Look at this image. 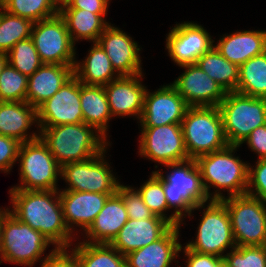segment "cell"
Segmentation results:
<instances>
[{"instance_id": "obj_44", "label": "cell", "mask_w": 266, "mask_h": 267, "mask_svg": "<svg viewBox=\"0 0 266 267\" xmlns=\"http://www.w3.org/2000/svg\"><path fill=\"white\" fill-rule=\"evenodd\" d=\"M110 0H63L59 9H84L96 14H107Z\"/></svg>"}, {"instance_id": "obj_13", "label": "cell", "mask_w": 266, "mask_h": 267, "mask_svg": "<svg viewBox=\"0 0 266 267\" xmlns=\"http://www.w3.org/2000/svg\"><path fill=\"white\" fill-rule=\"evenodd\" d=\"M141 129L140 140H138L140 156L160 165L190 159L181 124L141 127Z\"/></svg>"}, {"instance_id": "obj_45", "label": "cell", "mask_w": 266, "mask_h": 267, "mask_svg": "<svg viewBox=\"0 0 266 267\" xmlns=\"http://www.w3.org/2000/svg\"><path fill=\"white\" fill-rule=\"evenodd\" d=\"M243 143L248 145L250 151L257 153V159H266V124L254 129Z\"/></svg>"}, {"instance_id": "obj_18", "label": "cell", "mask_w": 266, "mask_h": 267, "mask_svg": "<svg viewBox=\"0 0 266 267\" xmlns=\"http://www.w3.org/2000/svg\"><path fill=\"white\" fill-rule=\"evenodd\" d=\"M120 76L142 74L140 45L130 35L111 23L97 41Z\"/></svg>"}, {"instance_id": "obj_17", "label": "cell", "mask_w": 266, "mask_h": 267, "mask_svg": "<svg viewBox=\"0 0 266 267\" xmlns=\"http://www.w3.org/2000/svg\"><path fill=\"white\" fill-rule=\"evenodd\" d=\"M185 71L170 83L190 107L219 106L226 92L197 64L181 66Z\"/></svg>"}, {"instance_id": "obj_22", "label": "cell", "mask_w": 266, "mask_h": 267, "mask_svg": "<svg viewBox=\"0 0 266 267\" xmlns=\"http://www.w3.org/2000/svg\"><path fill=\"white\" fill-rule=\"evenodd\" d=\"M182 226H172L160 239L128 253L126 267H170L172 262L178 263L181 243L179 229ZM177 257V258H176Z\"/></svg>"}, {"instance_id": "obj_42", "label": "cell", "mask_w": 266, "mask_h": 267, "mask_svg": "<svg viewBox=\"0 0 266 267\" xmlns=\"http://www.w3.org/2000/svg\"><path fill=\"white\" fill-rule=\"evenodd\" d=\"M181 246L180 252L183 251L186 258V267H224V260L222 257H217L209 254H202L190 250L186 246Z\"/></svg>"}, {"instance_id": "obj_47", "label": "cell", "mask_w": 266, "mask_h": 267, "mask_svg": "<svg viewBox=\"0 0 266 267\" xmlns=\"http://www.w3.org/2000/svg\"><path fill=\"white\" fill-rule=\"evenodd\" d=\"M7 63V54L0 52V74L2 72L3 67L6 65Z\"/></svg>"}, {"instance_id": "obj_4", "label": "cell", "mask_w": 266, "mask_h": 267, "mask_svg": "<svg viewBox=\"0 0 266 267\" xmlns=\"http://www.w3.org/2000/svg\"><path fill=\"white\" fill-rule=\"evenodd\" d=\"M171 171L164 175V171L155 170L163 181V190L167 206L174 210L182 222L188 215L191 218L192 211L202 203L210 201L202 183L201 172L196 159H187L164 165Z\"/></svg>"}, {"instance_id": "obj_25", "label": "cell", "mask_w": 266, "mask_h": 267, "mask_svg": "<svg viewBox=\"0 0 266 267\" xmlns=\"http://www.w3.org/2000/svg\"><path fill=\"white\" fill-rule=\"evenodd\" d=\"M128 219L123 198L116 192L108 197L96 219L85 231L87 239L83 241L110 244Z\"/></svg>"}, {"instance_id": "obj_20", "label": "cell", "mask_w": 266, "mask_h": 267, "mask_svg": "<svg viewBox=\"0 0 266 267\" xmlns=\"http://www.w3.org/2000/svg\"><path fill=\"white\" fill-rule=\"evenodd\" d=\"M111 195L113 194L59 190L64 221L70 232L75 235L74 227L76 226L84 233Z\"/></svg>"}, {"instance_id": "obj_11", "label": "cell", "mask_w": 266, "mask_h": 267, "mask_svg": "<svg viewBox=\"0 0 266 267\" xmlns=\"http://www.w3.org/2000/svg\"><path fill=\"white\" fill-rule=\"evenodd\" d=\"M107 148L108 146L89 160L63 165L61 179L69 186L59 190L115 194L121 182L113 174L109 162L105 160Z\"/></svg>"}, {"instance_id": "obj_35", "label": "cell", "mask_w": 266, "mask_h": 267, "mask_svg": "<svg viewBox=\"0 0 266 267\" xmlns=\"http://www.w3.org/2000/svg\"><path fill=\"white\" fill-rule=\"evenodd\" d=\"M33 22L6 12L0 3V52L8 53L19 42L31 38Z\"/></svg>"}, {"instance_id": "obj_12", "label": "cell", "mask_w": 266, "mask_h": 267, "mask_svg": "<svg viewBox=\"0 0 266 267\" xmlns=\"http://www.w3.org/2000/svg\"><path fill=\"white\" fill-rule=\"evenodd\" d=\"M31 39L43 64L75 66L76 49L59 13L35 22Z\"/></svg>"}, {"instance_id": "obj_1", "label": "cell", "mask_w": 266, "mask_h": 267, "mask_svg": "<svg viewBox=\"0 0 266 267\" xmlns=\"http://www.w3.org/2000/svg\"><path fill=\"white\" fill-rule=\"evenodd\" d=\"M9 194L8 211L20 222L38 230L55 248L73 246L77 238L64 221L59 190H9Z\"/></svg>"}, {"instance_id": "obj_29", "label": "cell", "mask_w": 266, "mask_h": 267, "mask_svg": "<svg viewBox=\"0 0 266 267\" xmlns=\"http://www.w3.org/2000/svg\"><path fill=\"white\" fill-rule=\"evenodd\" d=\"M64 19L71 40L97 42L105 28L110 24L106 21L107 14H96L84 9H59Z\"/></svg>"}, {"instance_id": "obj_37", "label": "cell", "mask_w": 266, "mask_h": 267, "mask_svg": "<svg viewBox=\"0 0 266 267\" xmlns=\"http://www.w3.org/2000/svg\"><path fill=\"white\" fill-rule=\"evenodd\" d=\"M28 77L8 62L0 74V101L26 102Z\"/></svg>"}, {"instance_id": "obj_7", "label": "cell", "mask_w": 266, "mask_h": 267, "mask_svg": "<svg viewBox=\"0 0 266 267\" xmlns=\"http://www.w3.org/2000/svg\"><path fill=\"white\" fill-rule=\"evenodd\" d=\"M218 108L229 145L241 146L254 129L266 124V98L227 92Z\"/></svg>"}, {"instance_id": "obj_21", "label": "cell", "mask_w": 266, "mask_h": 267, "mask_svg": "<svg viewBox=\"0 0 266 267\" xmlns=\"http://www.w3.org/2000/svg\"><path fill=\"white\" fill-rule=\"evenodd\" d=\"M172 226L158 215L144 220L128 219L110 245L126 256L160 239Z\"/></svg>"}, {"instance_id": "obj_48", "label": "cell", "mask_w": 266, "mask_h": 267, "mask_svg": "<svg viewBox=\"0 0 266 267\" xmlns=\"http://www.w3.org/2000/svg\"><path fill=\"white\" fill-rule=\"evenodd\" d=\"M261 247L264 250L265 256H266V240L263 242V244L261 245Z\"/></svg>"}, {"instance_id": "obj_10", "label": "cell", "mask_w": 266, "mask_h": 267, "mask_svg": "<svg viewBox=\"0 0 266 267\" xmlns=\"http://www.w3.org/2000/svg\"><path fill=\"white\" fill-rule=\"evenodd\" d=\"M221 201L228 210L236 246H261L266 240V203L248 194Z\"/></svg>"}, {"instance_id": "obj_9", "label": "cell", "mask_w": 266, "mask_h": 267, "mask_svg": "<svg viewBox=\"0 0 266 267\" xmlns=\"http://www.w3.org/2000/svg\"><path fill=\"white\" fill-rule=\"evenodd\" d=\"M206 204L202 203L193 209L194 212L203 208V215L197 227L195 240L192 239L185 246L202 254L223 258L227 248L231 250L236 247L230 216L222 201L210 200L208 205Z\"/></svg>"}, {"instance_id": "obj_14", "label": "cell", "mask_w": 266, "mask_h": 267, "mask_svg": "<svg viewBox=\"0 0 266 267\" xmlns=\"http://www.w3.org/2000/svg\"><path fill=\"white\" fill-rule=\"evenodd\" d=\"M166 49L171 60L181 66L196 64L215 41L202 25L194 22L176 23L166 36Z\"/></svg>"}, {"instance_id": "obj_39", "label": "cell", "mask_w": 266, "mask_h": 267, "mask_svg": "<svg viewBox=\"0 0 266 267\" xmlns=\"http://www.w3.org/2000/svg\"><path fill=\"white\" fill-rule=\"evenodd\" d=\"M117 192L123 198L129 219L144 220L154 216V213L143 202L135 187L120 184Z\"/></svg>"}, {"instance_id": "obj_43", "label": "cell", "mask_w": 266, "mask_h": 267, "mask_svg": "<svg viewBox=\"0 0 266 267\" xmlns=\"http://www.w3.org/2000/svg\"><path fill=\"white\" fill-rule=\"evenodd\" d=\"M40 265V267H80L77 257L69 248H57Z\"/></svg>"}, {"instance_id": "obj_5", "label": "cell", "mask_w": 266, "mask_h": 267, "mask_svg": "<svg viewBox=\"0 0 266 267\" xmlns=\"http://www.w3.org/2000/svg\"><path fill=\"white\" fill-rule=\"evenodd\" d=\"M181 128L190 159H197L229 145L218 106L189 107Z\"/></svg>"}, {"instance_id": "obj_27", "label": "cell", "mask_w": 266, "mask_h": 267, "mask_svg": "<svg viewBox=\"0 0 266 267\" xmlns=\"http://www.w3.org/2000/svg\"><path fill=\"white\" fill-rule=\"evenodd\" d=\"M88 55V56H87ZM85 59L75 61L74 76L85 85L105 86L120 75L98 42H93Z\"/></svg>"}, {"instance_id": "obj_38", "label": "cell", "mask_w": 266, "mask_h": 267, "mask_svg": "<svg viewBox=\"0 0 266 267\" xmlns=\"http://www.w3.org/2000/svg\"><path fill=\"white\" fill-rule=\"evenodd\" d=\"M224 267H266V256L261 246H236L223 257Z\"/></svg>"}, {"instance_id": "obj_36", "label": "cell", "mask_w": 266, "mask_h": 267, "mask_svg": "<svg viewBox=\"0 0 266 267\" xmlns=\"http://www.w3.org/2000/svg\"><path fill=\"white\" fill-rule=\"evenodd\" d=\"M7 62L27 77L43 64L31 38L17 42L7 53Z\"/></svg>"}, {"instance_id": "obj_34", "label": "cell", "mask_w": 266, "mask_h": 267, "mask_svg": "<svg viewBox=\"0 0 266 267\" xmlns=\"http://www.w3.org/2000/svg\"><path fill=\"white\" fill-rule=\"evenodd\" d=\"M3 9L9 14L31 20L33 23L58 14V0H2Z\"/></svg>"}, {"instance_id": "obj_32", "label": "cell", "mask_w": 266, "mask_h": 267, "mask_svg": "<svg viewBox=\"0 0 266 267\" xmlns=\"http://www.w3.org/2000/svg\"><path fill=\"white\" fill-rule=\"evenodd\" d=\"M238 93L266 98V51L239 67Z\"/></svg>"}, {"instance_id": "obj_26", "label": "cell", "mask_w": 266, "mask_h": 267, "mask_svg": "<svg viewBox=\"0 0 266 267\" xmlns=\"http://www.w3.org/2000/svg\"><path fill=\"white\" fill-rule=\"evenodd\" d=\"M36 123V124H35ZM37 124L36 109L28 102L0 101V134L13 137L20 143L39 137V131L29 134Z\"/></svg>"}, {"instance_id": "obj_41", "label": "cell", "mask_w": 266, "mask_h": 267, "mask_svg": "<svg viewBox=\"0 0 266 267\" xmlns=\"http://www.w3.org/2000/svg\"><path fill=\"white\" fill-rule=\"evenodd\" d=\"M20 144L15 138L0 134V171L10 173L17 162Z\"/></svg>"}, {"instance_id": "obj_30", "label": "cell", "mask_w": 266, "mask_h": 267, "mask_svg": "<svg viewBox=\"0 0 266 267\" xmlns=\"http://www.w3.org/2000/svg\"><path fill=\"white\" fill-rule=\"evenodd\" d=\"M196 64L227 92H236L239 67L223 57L213 46Z\"/></svg>"}, {"instance_id": "obj_8", "label": "cell", "mask_w": 266, "mask_h": 267, "mask_svg": "<svg viewBox=\"0 0 266 267\" xmlns=\"http://www.w3.org/2000/svg\"><path fill=\"white\" fill-rule=\"evenodd\" d=\"M17 161L20 184L10 190H59L61 166L40 137L20 144Z\"/></svg>"}, {"instance_id": "obj_31", "label": "cell", "mask_w": 266, "mask_h": 267, "mask_svg": "<svg viewBox=\"0 0 266 267\" xmlns=\"http://www.w3.org/2000/svg\"><path fill=\"white\" fill-rule=\"evenodd\" d=\"M71 250L80 267H126V258L110 244L77 242Z\"/></svg>"}, {"instance_id": "obj_15", "label": "cell", "mask_w": 266, "mask_h": 267, "mask_svg": "<svg viewBox=\"0 0 266 267\" xmlns=\"http://www.w3.org/2000/svg\"><path fill=\"white\" fill-rule=\"evenodd\" d=\"M37 127L83 123L80 81L73 76L37 109Z\"/></svg>"}, {"instance_id": "obj_2", "label": "cell", "mask_w": 266, "mask_h": 267, "mask_svg": "<svg viewBox=\"0 0 266 267\" xmlns=\"http://www.w3.org/2000/svg\"><path fill=\"white\" fill-rule=\"evenodd\" d=\"M240 146L228 145L222 150L199 156L196 159L201 172L203 187L210 200L244 195L248 188L249 164L235 156ZM217 190L210 192V188ZM229 192L227 195L222 191Z\"/></svg>"}, {"instance_id": "obj_16", "label": "cell", "mask_w": 266, "mask_h": 267, "mask_svg": "<svg viewBox=\"0 0 266 267\" xmlns=\"http://www.w3.org/2000/svg\"><path fill=\"white\" fill-rule=\"evenodd\" d=\"M190 106L171 84H164L154 92L145 93L141 127L181 124Z\"/></svg>"}, {"instance_id": "obj_33", "label": "cell", "mask_w": 266, "mask_h": 267, "mask_svg": "<svg viewBox=\"0 0 266 267\" xmlns=\"http://www.w3.org/2000/svg\"><path fill=\"white\" fill-rule=\"evenodd\" d=\"M135 189L141 195L143 202L154 215L164 218L173 226H181L184 224L175 214L171 213V215L167 216L166 212L170 209L167 206L166 197L164 195L163 181L155 171H152L149 179H147L140 188Z\"/></svg>"}, {"instance_id": "obj_3", "label": "cell", "mask_w": 266, "mask_h": 267, "mask_svg": "<svg viewBox=\"0 0 266 267\" xmlns=\"http://www.w3.org/2000/svg\"><path fill=\"white\" fill-rule=\"evenodd\" d=\"M37 129L39 137L61 167L68 163L89 160L107 146H111L110 141L93 126L85 123L37 127Z\"/></svg>"}, {"instance_id": "obj_19", "label": "cell", "mask_w": 266, "mask_h": 267, "mask_svg": "<svg viewBox=\"0 0 266 267\" xmlns=\"http://www.w3.org/2000/svg\"><path fill=\"white\" fill-rule=\"evenodd\" d=\"M142 74L120 76L104 86L112 117L130 116L140 120L147 86Z\"/></svg>"}, {"instance_id": "obj_23", "label": "cell", "mask_w": 266, "mask_h": 267, "mask_svg": "<svg viewBox=\"0 0 266 267\" xmlns=\"http://www.w3.org/2000/svg\"><path fill=\"white\" fill-rule=\"evenodd\" d=\"M74 76V66L42 64L28 77L26 102L37 109Z\"/></svg>"}, {"instance_id": "obj_6", "label": "cell", "mask_w": 266, "mask_h": 267, "mask_svg": "<svg viewBox=\"0 0 266 267\" xmlns=\"http://www.w3.org/2000/svg\"><path fill=\"white\" fill-rule=\"evenodd\" d=\"M50 245L53 244L42 233L32 229L28 224L20 222L9 211L3 215L1 224L2 262L33 267L57 249L53 248L43 258L44 252Z\"/></svg>"}, {"instance_id": "obj_46", "label": "cell", "mask_w": 266, "mask_h": 267, "mask_svg": "<svg viewBox=\"0 0 266 267\" xmlns=\"http://www.w3.org/2000/svg\"><path fill=\"white\" fill-rule=\"evenodd\" d=\"M8 211V207L0 208V264L2 263V251H1V224H2V217Z\"/></svg>"}, {"instance_id": "obj_24", "label": "cell", "mask_w": 266, "mask_h": 267, "mask_svg": "<svg viewBox=\"0 0 266 267\" xmlns=\"http://www.w3.org/2000/svg\"><path fill=\"white\" fill-rule=\"evenodd\" d=\"M224 35L219 38L214 47L223 57L238 67L266 51V30H243Z\"/></svg>"}, {"instance_id": "obj_40", "label": "cell", "mask_w": 266, "mask_h": 267, "mask_svg": "<svg viewBox=\"0 0 266 267\" xmlns=\"http://www.w3.org/2000/svg\"><path fill=\"white\" fill-rule=\"evenodd\" d=\"M254 166L249 165L246 194L266 203V159H258Z\"/></svg>"}, {"instance_id": "obj_28", "label": "cell", "mask_w": 266, "mask_h": 267, "mask_svg": "<svg viewBox=\"0 0 266 267\" xmlns=\"http://www.w3.org/2000/svg\"><path fill=\"white\" fill-rule=\"evenodd\" d=\"M80 101L83 123L93 126L106 139L110 112L104 86L85 85L80 82Z\"/></svg>"}]
</instances>
